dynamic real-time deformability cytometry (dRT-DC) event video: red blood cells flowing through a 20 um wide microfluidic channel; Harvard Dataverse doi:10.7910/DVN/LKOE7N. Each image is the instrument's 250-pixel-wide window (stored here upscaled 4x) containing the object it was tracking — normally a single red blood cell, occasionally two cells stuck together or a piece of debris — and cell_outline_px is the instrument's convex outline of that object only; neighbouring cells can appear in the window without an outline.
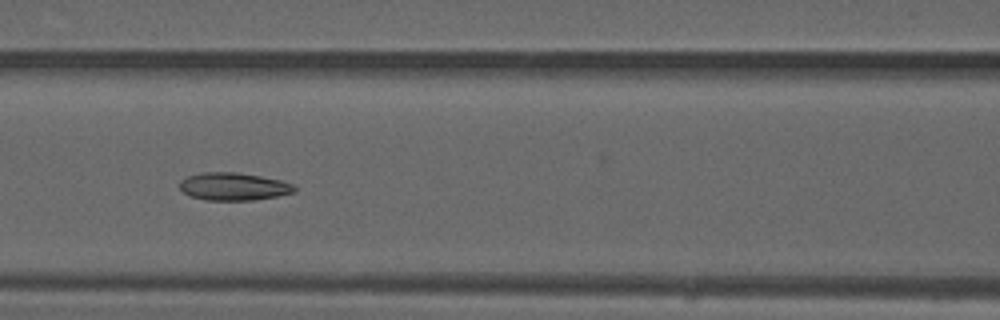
{"species": "common noctule bat (a hibernating species)", "species_latin": "Nyctalus noctula", "temperature_condition": "warm", "stored_images_in_passage": 13, "camera_frame_rate_fps": 3000, "um_per_image_px": 0.085, "animal": {"sex": "male", "forearm_length_mm": 52.5}, "frame": {"image": 1, "passage_image": 10, "time_ms": 3.0, "image_size_px": [1000, 320], "cell_outline_px": [[296, 192], [256, 200], [204, 200], [188, 196], [180, 188], [180, 180], [188, 176], [200, 172], [236, 172], [260, 176], [280, 180], [292, 184], [296, 188]], "centroid_in_image_um": [19.83, 15.86], "position_along_channel_um": 146.8, "area_um2": 18.61}}